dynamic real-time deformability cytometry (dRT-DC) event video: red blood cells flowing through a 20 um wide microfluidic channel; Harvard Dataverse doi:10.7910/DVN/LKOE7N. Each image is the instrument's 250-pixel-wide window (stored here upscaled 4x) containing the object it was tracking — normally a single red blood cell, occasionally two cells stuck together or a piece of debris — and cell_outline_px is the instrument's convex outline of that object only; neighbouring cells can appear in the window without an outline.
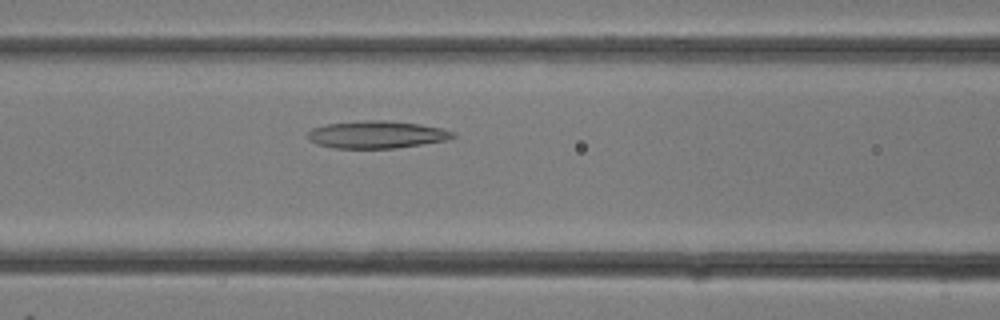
{"species": "common noctule bat (a hibernating species)", "species_latin": "Nyctalus noctula", "temperature_condition": "room temperature", "stored_images_in_passage": 13, "camera_frame_rate_fps": 3000, "um_per_image_px": 0.085, "animal": {"sex": "female"}, "frame": {"image": 1, "passage_image": 6, "time_ms": 1.667, "image_size_px": [1000, 320], "cell_outline_px": [[456, 136], [448, 140], [396, 148], [332, 148], [316, 144], [308, 136], [308, 132], [312, 128], [324, 124], [360, 120], [388, 120], [420, 124], [440, 128], [456, 132]], "centroid_in_image_um": [32.03, 11.43], "position_along_channel_um": 134.6, "area_um2": 23.35}}
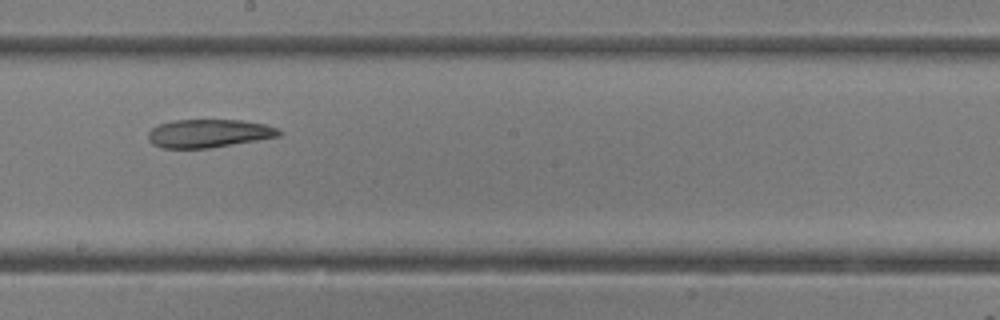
{"frame": {"image": 2, "passage_image": 10, "time_ms": 3.0, "image_size_px": [1000, 320], "cell_outline_px": [[284, 132], [280, 136], [208, 148], [160, 148], [152, 144], [148, 140], [148, 132], [156, 124], [172, 120], [244, 120], [264, 124], [276, 128]], "centroid_in_image_um": [17.7, 11.33], "position_along_channel_um": 230.5, "area_um2": 21.62}}
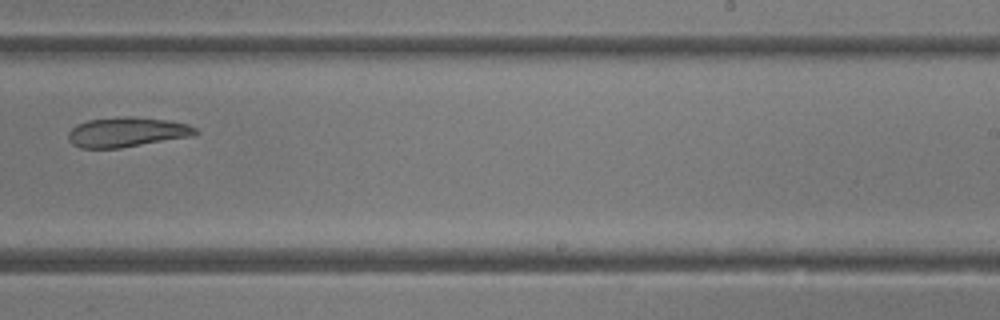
{"frame": {"image": 3, "passage_image": 12, "time_ms": 3.667, "image_size_px": [1000, 320], "cell_outline_px": [[200, 132], [192, 136], [120, 148], [80, 148], [72, 144], [68, 140], [68, 132], [76, 124], [88, 120], [124, 116], [132, 116], [168, 120], [188, 124], [196, 128]], "centroid_in_image_um": [10.78, 11.22], "position_along_channel_um": 278.2, "area_um2": 22.2}}